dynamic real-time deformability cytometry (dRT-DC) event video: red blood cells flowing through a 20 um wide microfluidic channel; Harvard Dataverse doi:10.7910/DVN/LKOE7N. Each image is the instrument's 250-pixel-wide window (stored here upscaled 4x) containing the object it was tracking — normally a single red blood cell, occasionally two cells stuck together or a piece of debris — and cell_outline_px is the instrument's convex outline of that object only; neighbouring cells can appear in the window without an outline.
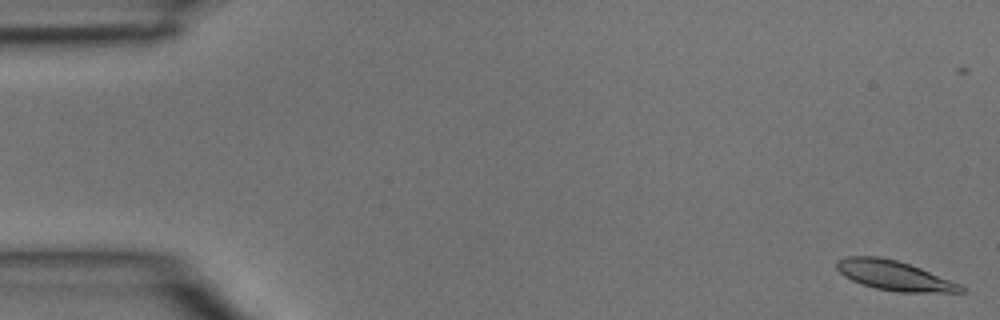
{"species": "common noctule bat (a hibernating species)", "species_latin": "Nyctalus noctula", "temperature_condition": "room temperature", "stored_images_in_passage": 4, "camera_frame_rate_fps": 3000, "um_per_image_px": 0.085, "animal": {"sex": "male", "body_mass_g": 15.6}, "frame": {"image": 1, "passage_image": 1, "time_ms": 0.0, "image_size_px": [1000, 320], "cell_outline_px": [[964, 292], [900, 292], [876, 288], [860, 284], [844, 276], [836, 268], [836, 260], [848, 256], [880, 256], [896, 260], [920, 268], [960, 284], [964, 288]], "centroid_in_image_um": [75.96, 23.41], "position_along_channel_um": 9.0, "area_um2": 21.27}}
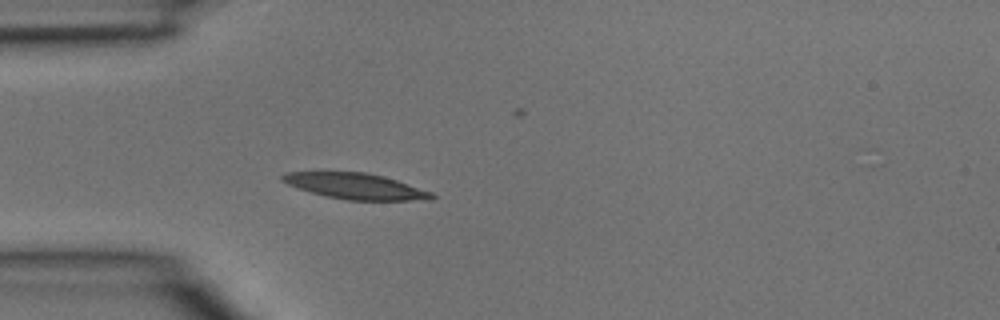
{"frame": {"image": 2, "passage_image": 4, "time_ms": 1.0, "image_size_px": [1000, 320], "cell_outline_px": [[436, 196], [432, 200], [348, 200], [324, 196], [288, 184], [280, 180], [280, 176], [284, 172], [364, 172], [384, 176], [432, 192]], "centroid_in_image_um": [30.23, 15.82], "position_along_channel_um": 54.8, "area_um2": 22.37}}